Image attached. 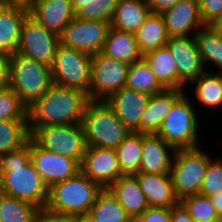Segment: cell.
<instances>
[{
  "instance_id": "6da1fadb",
  "label": "cell",
  "mask_w": 222,
  "mask_h": 222,
  "mask_svg": "<svg viewBox=\"0 0 222 222\" xmlns=\"http://www.w3.org/2000/svg\"><path fill=\"white\" fill-rule=\"evenodd\" d=\"M48 187L30 159V138L21 148L0 155V192L45 207Z\"/></svg>"
},
{
  "instance_id": "7a4b0ae2",
  "label": "cell",
  "mask_w": 222,
  "mask_h": 222,
  "mask_svg": "<svg viewBox=\"0 0 222 222\" xmlns=\"http://www.w3.org/2000/svg\"><path fill=\"white\" fill-rule=\"evenodd\" d=\"M88 101L83 91L52 84L27 108L30 135L46 125L81 123Z\"/></svg>"
},
{
  "instance_id": "3957f363",
  "label": "cell",
  "mask_w": 222,
  "mask_h": 222,
  "mask_svg": "<svg viewBox=\"0 0 222 222\" xmlns=\"http://www.w3.org/2000/svg\"><path fill=\"white\" fill-rule=\"evenodd\" d=\"M81 123L86 146L115 149L132 133L106 100H89Z\"/></svg>"
},
{
  "instance_id": "277c9868",
  "label": "cell",
  "mask_w": 222,
  "mask_h": 222,
  "mask_svg": "<svg viewBox=\"0 0 222 222\" xmlns=\"http://www.w3.org/2000/svg\"><path fill=\"white\" fill-rule=\"evenodd\" d=\"M101 190L97 183L79 171L74 177L49 187L46 207L72 216L87 214Z\"/></svg>"
},
{
  "instance_id": "5b68a950",
  "label": "cell",
  "mask_w": 222,
  "mask_h": 222,
  "mask_svg": "<svg viewBox=\"0 0 222 222\" xmlns=\"http://www.w3.org/2000/svg\"><path fill=\"white\" fill-rule=\"evenodd\" d=\"M51 68L17 52L10 56L9 87L28 108L52 86Z\"/></svg>"
},
{
  "instance_id": "8992f818",
  "label": "cell",
  "mask_w": 222,
  "mask_h": 222,
  "mask_svg": "<svg viewBox=\"0 0 222 222\" xmlns=\"http://www.w3.org/2000/svg\"><path fill=\"white\" fill-rule=\"evenodd\" d=\"M185 92L172 106L157 131L175 150L200 147L198 141V112Z\"/></svg>"
},
{
  "instance_id": "52a82bcc",
  "label": "cell",
  "mask_w": 222,
  "mask_h": 222,
  "mask_svg": "<svg viewBox=\"0 0 222 222\" xmlns=\"http://www.w3.org/2000/svg\"><path fill=\"white\" fill-rule=\"evenodd\" d=\"M209 155L200 147L174 152L170 176L179 201L187 196L199 194L210 162Z\"/></svg>"
},
{
  "instance_id": "ba28073f",
  "label": "cell",
  "mask_w": 222,
  "mask_h": 222,
  "mask_svg": "<svg viewBox=\"0 0 222 222\" xmlns=\"http://www.w3.org/2000/svg\"><path fill=\"white\" fill-rule=\"evenodd\" d=\"M92 55L59 43L51 65L53 84L78 89L87 94L91 82Z\"/></svg>"
},
{
  "instance_id": "9c48e42d",
  "label": "cell",
  "mask_w": 222,
  "mask_h": 222,
  "mask_svg": "<svg viewBox=\"0 0 222 222\" xmlns=\"http://www.w3.org/2000/svg\"><path fill=\"white\" fill-rule=\"evenodd\" d=\"M31 138L46 151L82 162L86 149L82 123L38 127Z\"/></svg>"
},
{
  "instance_id": "30bf717a",
  "label": "cell",
  "mask_w": 222,
  "mask_h": 222,
  "mask_svg": "<svg viewBox=\"0 0 222 222\" xmlns=\"http://www.w3.org/2000/svg\"><path fill=\"white\" fill-rule=\"evenodd\" d=\"M130 64L98 52L91 58L89 100H108L125 87Z\"/></svg>"
},
{
  "instance_id": "8fae6325",
  "label": "cell",
  "mask_w": 222,
  "mask_h": 222,
  "mask_svg": "<svg viewBox=\"0 0 222 222\" xmlns=\"http://www.w3.org/2000/svg\"><path fill=\"white\" fill-rule=\"evenodd\" d=\"M59 43L60 35L46 29L28 14L21 24L16 52L51 67Z\"/></svg>"
},
{
  "instance_id": "7c38bea8",
  "label": "cell",
  "mask_w": 222,
  "mask_h": 222,
  "mask_svg": "<svg viewBox=\"0 0 222 222\" xmlns=\"http://www.w3.org/2000/svg\"><path fill=\"white\" fill-rule=\"evenodd\" d=\"M110 22L73 18L60 34V43L91 55L101 52Z\"/></svg>"
},
{
  "instance_id": "4fadbf2b",
  "label": "cell",
  "mask_w": 222,
  "mask_h": 222,
  "mask_svg": "<svg viewBox=\"0 0 222 222\" xmlns=\"http://www.w3.org/2000/svg\"><path fill=\"white\" fill-rule=\"evenodd\" d=\"M30 159L48 188L74 177L80 171V164L75 159L46 151L31 137Z\"/></svg>"
},
{
  "instance_id": "5bb4252c",
  "label": "cell",
  "mask_w": 222,
  "mask_h": 222,
  "mask_svg": "<svg viewBox=\"0 0 222 222\" xmlns=\"http://www.w3.org/2000/svg\"><path fill=\"white\" fill-rule=\"evenodd\" d=\"M166 46L176 60L178 89L184 90L187 83L207 70L198 52L195 36L169 37Z\"/></svg>"
},
{
  "instance_id": "9a60e30c",
  "label": "cell",
  "mask_w": 222,
  "mask_h": 222,
  "mask_svg": "<svg viewBox=\"0 0 222 222\" xmlns=\"http://www.w3.org/2000/svg\"><path fill=\"white\" fill-rule=\"evenodd\" d=\"M80 171L102 189L108 188L123 176L118 165L116 150L111 148L86 146Z\"/></svg>"
},
{
  "instance_id": "2e32d148",
  "label": "cell",
  "mask_w": 222,
  "mask_h": 222,
  "mask_svg": "<svg viewBox=\"0 0 222 222\" xmlns=\"http://www.w3.org/2000/svg\"><path fill=\"white\" fill-rule=\"evenodd\" d=\"M161 16L169 37L195 36L204 26L198 0H181Z\"/></svg>"
},
{
  "instance_id": "e0dca14e",
  "label": "cell",
  "mask_w": 222,
  "mask_h": 222,
  "mask_svg": "<svg viewBox=\"0 0 222 222\" xmlns=\"http://www.w3.org/2000/svg\"><path fill=\"white\" fill-rule=\"evenodd\" d=\"M150 95L123 87L106 100L119 120L131 131L140 132V118Z\"/></svg>"
},
{
  "instance_id": "ac0fdd59",
  "label": "cell",
  "mask_w": 222,
  "mask_h": 222,
  "mask_svg": "<svg viewBox=\"0 0 222 222\" xmlns=\"http://www.w3.org/2000/svg\"><path fill=\"white\" fill-rule=\"evenodd\" d=\"M29 15L46 29L60 35L75 18V11L70 0H35Z\"/></svg>"
},
{
  "instance_id": "d6986e66",
  "label": "cell",
  "mask_w": 222,
  "mask_h": 222,
  "mask_svg": "<svg viewBox=\"0 0 222 222\" xmlns=\"http://www.w3.org/2000/svg\"><path fill=\"white\" fill-rule=\"evenodd\" d=\"M170 151L173 153H170ZM175 151L159 135L143 133L140 172L170 174Z\"/></svg>"
},
{
  "instance_id": "ffe728a7",
  "label": "cell",
  "mask_w": 222,
  "mask_h": 222,
  "mask_svg": "<svg viewBox=\"0 0 222 222\" xmlns=\"http://www.w3.org/2000/svg\"><path fill=\"white\" fill-rule=\"evenodd\" d=\"M149 207L171 208L180 203L176 197L170 174L135 173Z\"/></svg>"
},
{
  "instance_id": "44dd1931",
  "label": "cell",
  "mask_w": 222,
  "mask_h": 222,
  "mask_svg": "<svg viewBox=\"0 0 222 222\" xmlns=\"http://www.w3.org/2000/svg\"><path fill=\"white\" fill-rule=\"evenodd\" d=\"M185 93L181 89H165L150 95L140 118V132L156 134L173 104Z\"/></svg>"
},
{
  "instance_id": "7402d4cb",
  "label": "cell",
  "mask_w": 222,
  "mask_h": 222,
  "mask_svg": "<svg viewBox=\"0 0 222 222\" xmlns=\"http://www.w3.org/2000/svg\"><path fill=\"white\" fill-rule=\"evenodd\" d=\"M132 220L148 207L145 195L134 175H123L107 188Z\"/></svg>"
},
{
  "instance_id": "603a6c76",
  "label": "cell",
  "mask_w": 222,
  "mask_h": 222,
  "mask_svg": "<svg viewBox=\"0 0 222 222\" xmlns=\"http://www.w3.org/2000/svg\"><path fill=\"white\" fill-rule=\"evenodd\" d=\"M29 10L18 6H4L0 10V53L11 56L20 40L22 21Z\"/></svg>"
},
{
  "instance_id": "cb8c5ba5",
  "label": "cell",
  "mask_w": 222,
  "mask_h": 222,
  "mask_svg": "<svg viewBox=\"0 0 222 222\" xmlns=\"http://www.w3.org/2000/svg\"><path fill=\"white\" fill-rule=\"evenodd\" d=\"M101 53L129 64L142 59L134 33L109 27Z\"/></svg>"
},
{
  "instance_id": "d4e9b609",
  "label": "cell",
  "mask_w": 222,
  "mask_h": 222,
  "mask_svg": "<svg viewBox=\"0 0 222 222\" xmlns=\"http://www.w3.org/2000/svg\"><path fill=\"white\" fill-rule=\"evenodd\" d=\"M149 14L147 0H117L110 26L135 34Z\"/></svg>"
},
{
  "instance_id": "484cf974",
  "label": "cell",
  "mask_w": 222,
  "mask_h": 222,
  "mask_svg": "<svg viewBox=\"0 0 222 222\" xmlns=\"http://www.w3.org/2000/svg\"><path fill=\"white\" fill-rule=\"evenodd\" d=\"M142 59L165 89H178L176 60L167 46L143 55Z\"/></svg>"
},
{
  "instance_id": "4316f807",
  "label": "cell",
  "mask_w": 222,
  "mask_h": 222,
  "mask_svg": "<svg viewBox=\"0 0 222 222\" xmlns=\"http://www.w3.org/2000/svg\"><path fill=\"white\" fill-rule=\"evenodd\" d=\"M135 37L142 56L166 46L169 36L161 14L150 12Z\"/></svg>"
},
{
  "instance_id": "83f0119b",
  "label": "cell",
  "mask_w": 222,
  "mask_h": 222,
  "mask_svg": "<svg viewBox=\"0 0 222 222\" xmlns=\"http://www.w3.org/2000/svg\"><path fill=\"white\" fill-rule=\"evenodd\" d=\"M143 133H130L116 148L118 165L123 175L140 172Z\"/></svg>"
},
{
  "instance_id": "f1b7e54d",
  "label": "cell",
  "mask_w": 222,
  "mask_h": 222,
  "mask_svg": "<svg viewBox=\"0 0 222 222\" xmlns=\"http://www.w3.org/2000/svg\"><path fill=\"white\" fill-rule=\"evenodd\" d=\"M89 215L94 222H131V217L119 204L118 200L105 188L96 196Z\"/></svg>"
},
{
  "instance_id": "f546056e",
  "label": "cell",
  "mask_w": 222,
  "mask_h": 222,
  "mask_svg": "<svg viewBox=\"0 0 222 222\" xmlns=\"http://www.w3.org/2000/svg\"><path fill=\"white\" fill-rule=\"evenodd\" d=\"M196 84L195 97L199 103L206 107H216L222 105V73L203 72L190 84Z\"/></svg>"
},
{
  "instance_id": "4dcf8cb0",
  "label": "cell",
  "mask_w": 222,
  "mask_h": 222,
  "mask_svg": "<svg viewBox=\"0 0 222 222\" xmlns=\"http://www.w3.org/2000/svg\"><path fill=\"white\" fill-rule=\"evenodd\" d=\"M125 87L148 95L165 90L143 59L130 64Z\"/></svg>"
},
{
  "instance_id": "1f68e13d",
  "label": "cell",
  "mask_w": 222,
  "mask_h": 222,
  "mask_svg": "<svg viewBox=\"0 0 222 222\" xmlns=\"http://www.w3.org/2000/svg\"><path fill=\"white\" fill-rule=\"evenodd\" d=\"M30 137L28 120H0V155L21 148Z\"/></svg>"
},
{
  "instance_id": "d6a6232c",
  "label": "cell",
  "mask_w": 222,
  "mask_h": 222,
  "mask_svg": "<svg viewBox=\"0 0 222 222\" xmlns=\"http://www.w3.org/2000/svg\"><path fill=\"white\" fill-rule=\"evenodd\" d=\"M75 18L110 22L117 0H70Z\"/></svg>"
},
{
  "instance_id": "836d02e7",
  "label": "cell",
  "mask_w": 222,
  "mask_h": 222,
  "mask_svg": "<svg viewBox=\"0 0 222 222\" xmlns=\"http://www.w3.org/2000/svg\"><path fill=\"white\" fill-rule=\"evenodd\" d=\"M38 207L0 192V222H32Z\"/></svg>"
},
{
  "instance_id": "e575fe53",
  "label": "cell",
  "mask_w": 222,
  "mask_h": 222,
  "mask_svg": "<svg viewBox=\"0 0 222 222\" xmlns=\"http://www.w3.org/2000/svg\"><path fill=\"white\" fill-rule=\"evenodd\" d=\"M195 40L205 68L210 62L220 69L221 36L210 25H204Z\"/></svg>"
},
{
  "instance_id": "d590c367",
  "label": "cell",
  "mask_w": 222,
  "mask_h": 222,
  "mask_svg": "<svg viewBox=\"0 0 222 222\" xmlns=\"http://www.w3.org/2000/svg\"><path fill=\"white\" fill-rule=\"evenodd\" d=\"M0 120H28L27 107L9 86L0 89Z\"/></svg>"
},
{
  "instance_id": "8d00e7d4",
  "label": "cell",
  "mask_w": 222,
  "mask_h": 222,
  "mask_svg": "<svg viewBox=\"0 0 222 222\" xmlns=\"http://www.w3.org/2000/svg\"><path fill=\"white\" fill-rule=\"evenodd\" d=\"M180 203L188 211L194 222H209L218 216L210 199L201 194L187 196Z\"/></svg>"
},
{
  "instance_id": "74e56055",
  "label": "cell",
  "mask_w": 222,
  "mask_h": 222,
  "mask_svg": "<svg viewBox=\"0 0 222 222\" xmlns=\"http://www.w3.org/2000/svg\"><path fill=\"white\" fill-rule=\"evenodd\" d=\"M222 191V158H211L199 194L210 196Z\"/></svg>"
},
{
  "instance_id": "f35d334b",
  "label": "cell",
  "mask_w": 222,
  "mask_h": 222,
  "mask_svg": "<svg viewBox=\"0 0 222 222\" xmlns=\"http://www.w3.org/2000/svg\"><path fill=\"white\" fill-rule=\"evenodd\" d=\"M198 3L204 25H210L222 15V0H198Z\"/></svg>"
},
{
  "instance_id": "ab89813d",
  "label": "cell",
  "mask_w": 222,
  "mask_h": 222,
  "mask_svg": "<svg viewBox=\"0 0 222 222\" xmlns=\"http://www.w3.org/2000/svg\"><path fill=\"white\" fill-rule=\"evenodd\" d=\"M135 220L136 222H171V208L148 207Z\"/></svg>"
},
{
  "instance_id": "60d3db41",
  "label": "cell",
  "mask_w": 222,
  "mask_h": 222,
  "mask_svg": "<svg viewBox=\"0 0 222 222\" xmlns=\"http://www.w3.org/2000/svg\"><path fill=\"white\" fill-rule=\"evenodd\" d=\"M32 222H73V216L52 211L45 206L37 209Z\"/></svg>"
},
{
  "instance_id": "b9f144b4",
  "label": "cell",
  "mask_w": 222,
  "mask_h": 222,
  "mask_svg": "<svg viewBox=\"0 0 222 222\" xmlns=\"http://www.w3.org/2000/svg\"><path fill=\"white\" fill-rule=\"evenodd\" d=\"M10 56L0 53V89L9 85Z\"/></svg>"
},
{
  "instance_id": "7bdbcfd3",
  "label": "cell",
  "mask_w": 222,
  "mask_h": 222,
  "mask_svg": "<svg viewBox=\"0 0 222 222\" xmlns=\"http://www.w3.org/2000/svg\"><path fill=\"white\" fill-rule=\"evenodd\" d=\"M181 0H147V5L151 13L161 14L165 10L172 8Z\"/></svg>"
},
{
  "instance_id": "ee69618b",
  "label": "cell",
  "mask_w": 222,
  "mask_h": 222,
  "mask_svg": "<svg viewBox=\"0 0 222 222\" xmlns=\"http://www.w3.org/2000/svg\"><path fill=\"white\" fill-rule=\"evenodd\" d=\"M171 222H194L184 206L179 203L171 207Z\"/></svg>"
},
{
  "instance_id": "f6af8a7d",
  "label": "cell",
  "mask_w": 222,
  "mask_h": 222,
  "mask_svg": "<svg viewBox=\"0 0 222 222\" xmlns=\"http://www.w3.org/2000/svg\"><path fill=\"white\" fill-rule=\"evenodd\" d=\"M218 215L222 216V191L208 196Z\"/></svg>"
},
{
  "instance_id": "bcb514c9",
  "label": "cell",
  "mask_w": 222,
  "mask_h": 222,
  "mask_svg": "<svg viewBox=\"0 0 222 222\" xmlns=\"http://www.w3.org/2000/svg\"><path fill=\"white\" fill-rule=\"evenodd\" d=\"M6 6H18L29 10L35 0H4Z\"/></svg>"
},
{
  "instance_id": "7dc6e473",
  "label": "cell",
  "mask_w": 222,
  "mask_h": 222,
  "mask_svg": "<svg viewBox=\"0 0 222 222\" xmlns=\"http://www.w3.org/2000/svg\"><path fill=\"white\" fill-rule=\"evenodd\" d=\"M73 222H94L93 218L87 214H76L73 215Z\"/></svg>"
},
{
  "instance_id": "c3c4849f",
  "label": "cell",
  "mask_w": 222,
  "mask_h": 222,
  "mask_svg": "<svg viewBox=\"0 0 222 222\" xmlns=\"http://www.w3.org/2000/svg\"><path fill=\"white\" fill-rule=\"evenodd\" d=\"M210 26L222 37V15L212 22Z\"/></svg>"
},
{
  "instance_id": "681fc988",
  "label": "cell",
  "mask_w": 222,
  "mask_h": 222,
  "mask_svg": "<svg viewBox=\"0 0 222 222\" xmlns=\"http://www.w3.org/2000/svg\"><path fill=\"white\" fill-rule=\"evenodd\" d=\"M218 73H222V37H221V52H220V70Z\"/></svg>"
},
{
  "instance_id": "f907efd6",
  "label": "cell",
  "mask_w": 222,
  "mask_h": 222,
  "mask_svg": "<svg viewBox=\"0 0 222 222\" xmlns=\"http://www.w3.org/2000/svg\"><path fill=\"white\" fill-rule=\"evenodd\" d=\"M209 222H222V216L218 215L216 218H213L211 221Z\"/></svg>"
},
{
  "instance_id": "816d5d0a",
  "label": "cell",
  "mask_w": 222,
  "mask_h": 222,
  "mask_svg": "<svg viewBox=\"0 0 222 222\" xmlns=\"http://www.w3.org/2000/svg\"><path fill=\"white\" fill-rule=\"evenodd\" d=\"M5 6L4 0H0V10Z\"/></svg>"
}]
</instances>
